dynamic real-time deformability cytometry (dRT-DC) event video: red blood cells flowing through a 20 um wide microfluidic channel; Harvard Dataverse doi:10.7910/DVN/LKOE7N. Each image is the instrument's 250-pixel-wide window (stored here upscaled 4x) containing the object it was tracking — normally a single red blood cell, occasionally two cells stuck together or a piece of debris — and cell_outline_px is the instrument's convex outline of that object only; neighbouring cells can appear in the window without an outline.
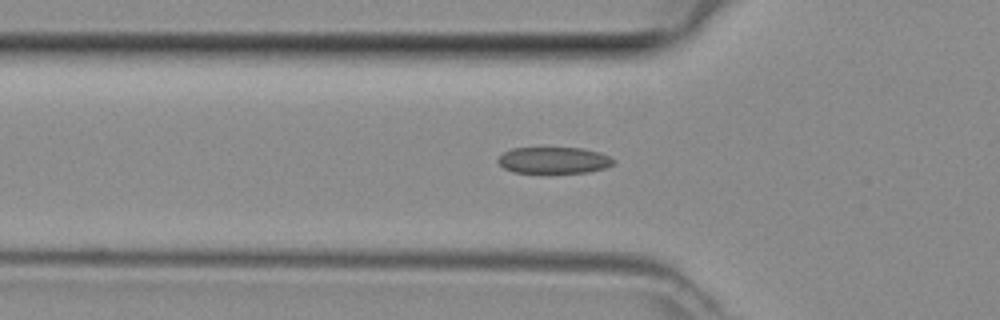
{"species": "common noctule bat (a hibernating species)", "species_latin": "Nyctalus noctula", "temperature_condition": "room temperature", "stored_images_in_passage": 27, "camera_frame_rate_fps": 3000, "um_per_image_px": 0.085, "animal": {"sex": "female", "body_mass_g": 29.2, "forearm_length_mm": 56.3}, "frame": {"image": 1, "passage_image": 4, "time_ms": 1.0, "image_size_px": [1000, 320], "cell_outline_px": [[616, 160], [612, 164], [604, 168], [588, 172], [512, 172], [504, 168], [496, 160], [504, 152], [512, 148], [584, 148], [600, 152]], "centroid_in_image_um": [47.07, 13.61], "position_along_channel_um": 78.7, "area_um2": 17.63}}
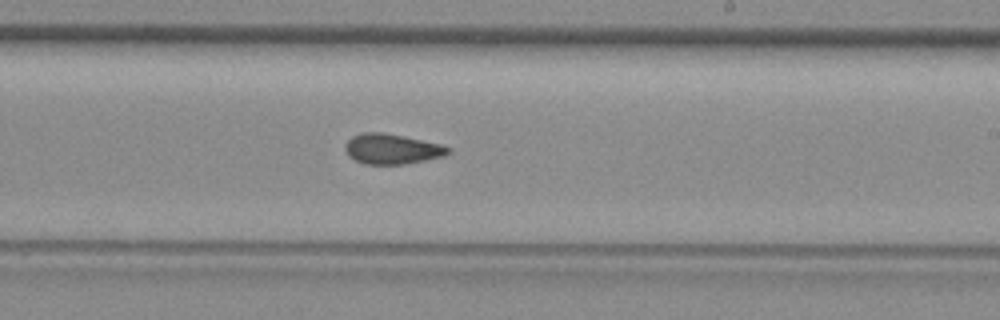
{"frame": {"image": 2, "passage_image": 16, "time_ms": 5.0, "image_size_px": [1000, 320], "cell_outline_px": [[452, 148], [444, 156], [404, 164], [364, 164], [348, 156], [344, 148], [344, 144], [352, 136], [364, 132], [380, 132], [404, 136], [440, 144]], "centroid_in_image_um": [33.28, 12.66], "position_along_channel_um": 255.7, "area_um2": 18.03}}
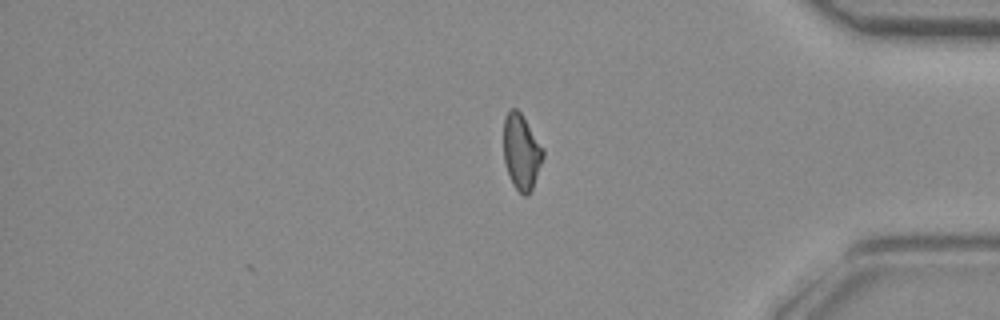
{"frame": {"image": 3, "passage_image": 27, "time_ms": 8.667, "image_size_px": [1000, 320], "cell_outline_px": [[544, 156], [532, 188], [528, 196], [524, 196], [512, 184], [504, 160], [504, 116], [512, 108], [516, 108], [520, 112], [544, 148]], "centroid_in_image_um": [44.32, 12.91], "position_along_channel_um": 390.9, "area_um2": 17.22}}